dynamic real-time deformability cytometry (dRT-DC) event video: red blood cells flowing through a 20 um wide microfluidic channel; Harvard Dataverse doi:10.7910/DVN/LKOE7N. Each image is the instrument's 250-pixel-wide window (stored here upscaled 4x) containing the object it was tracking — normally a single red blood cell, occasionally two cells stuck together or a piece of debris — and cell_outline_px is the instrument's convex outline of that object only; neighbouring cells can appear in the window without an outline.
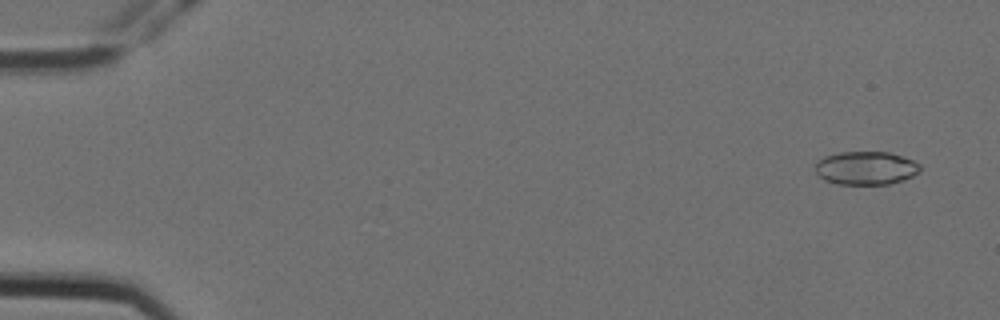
{"species": "Egyptian fruit bat (a non-hibernating species)", "species_latin": "Rousettus aegyptiacus", "temperature_condition": "cold", "stored_images_in_passage": 4, "camera_frame_rate_fps": 3000, "um_per_image_px": 0.085, "animal": {"sex": "female"}, "frame": {"image": 1, "passage_image": 1, "time_ms": 0.0, "image_size_px": [1000, 320], "cell_outline_px": [[920, 172], [904, 180], [888, 184], [836, 184], [824, 180], [816, 172], [816, 164], [824, 156], [840, 152], [888, 152], [912, 160], [920, 164]], "centroid_in_image_um": [73.61, 14.29], "position_along_channel_um": 11.4, "area_um2": 20.29}}
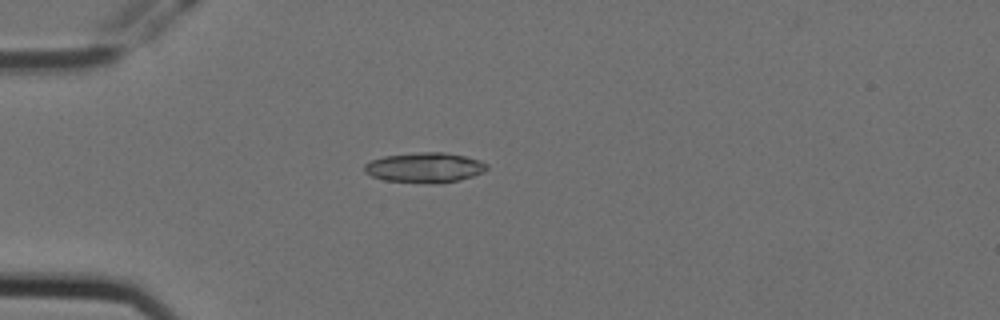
{"frame": {"image": 2, "passage_image": 4, "time_ms": 1.0, "image_size_px": [1000, 320], "cell_outline_px": [[488, 168], [484, 172], [460, 180], [384, 180], [372, 176], [364, 172], [364, 164], [372, 160], [384, 156], [420, 152], [444, 152], [464, 156], [480, 160], [488, 164]], "centroid_in_image_um": [36.11, 14.18], "position_along_channel_um": 48.9, "area_um2": 20.4}}